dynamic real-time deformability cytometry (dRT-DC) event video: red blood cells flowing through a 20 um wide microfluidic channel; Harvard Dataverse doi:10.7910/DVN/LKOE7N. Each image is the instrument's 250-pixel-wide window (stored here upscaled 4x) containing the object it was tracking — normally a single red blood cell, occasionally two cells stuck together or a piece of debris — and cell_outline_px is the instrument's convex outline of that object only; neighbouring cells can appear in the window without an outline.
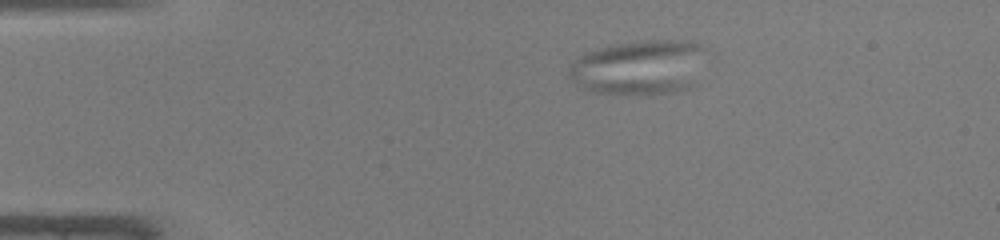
{"species": "common noctule bat (a hibernating species)", "species_latin": "Nyctalus noctula", "temperature_condition": "warm", "stored_images_in_passage": 52, "camera_frame_rate_fps": 3000, "um_per_image_px": 0.085, "animal": {"sex": "male", "body_mass_g": 19.0, "forearm_length_mm": 50.8}, "frame": {"image": 1, "passage_image": 11, "time_ms": 3.333, "image_size_px": [1000, 240], "cell_outline_px": [[700, 48], [688, 84], [684, 88], [672, 92], [592, 92], [584, 88], [572, 80], [568, 76], [568, 72], [572, 64], [580, 56], [588, 52], [608, 44], [644, 40], [692, 40], [700, 44]], "centroid_in_image_um": [54.14, 5.66], "position_along_channel_um": 30.9, "area_um2": 41.21}}